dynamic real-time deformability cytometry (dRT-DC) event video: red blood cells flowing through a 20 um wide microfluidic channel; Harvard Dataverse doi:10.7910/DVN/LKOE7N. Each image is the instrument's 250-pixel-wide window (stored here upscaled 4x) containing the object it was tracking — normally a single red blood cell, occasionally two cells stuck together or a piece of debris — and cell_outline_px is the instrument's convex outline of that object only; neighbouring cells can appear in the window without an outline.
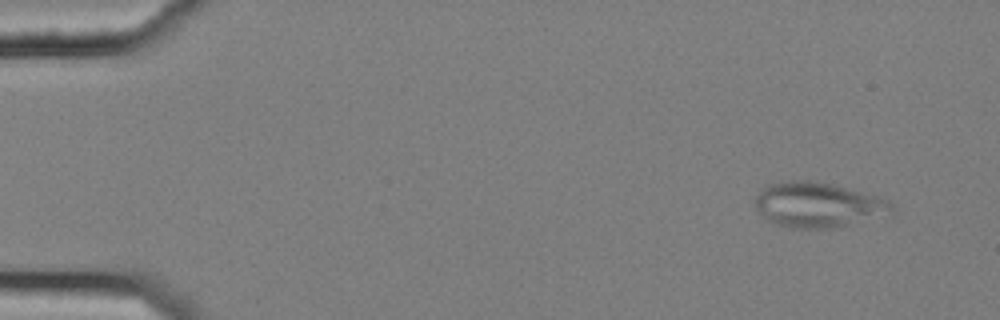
{"species": "common noctule bat (a hibernating species)", "species_latin": "Nyctalus noctula", "temperature_condition": "cold", "stored_images_in_passage": 4, "camera_frame_rate_fps": 3000, "um_per_image_px": 0.085, "animal": {"sex": "female", "body_mass_g": 25.1}, "frame": {"image": 1, "passage_image": 1, "time_ms": 0.0, "image_size_px": [1000, 320], "cell_outline_px": [[896, 212], [836, 228], [792, 228], [776, 224], [760, 216], [752, 200], [768, 184], [788, 180], [808, 180], [832, 184], [880, 196], [888, 200], [896, 208]], "centroid_in_image_um": [69.53, 17.41], "position_along_channel_um": 15.5, "area_um2": 36.24}}